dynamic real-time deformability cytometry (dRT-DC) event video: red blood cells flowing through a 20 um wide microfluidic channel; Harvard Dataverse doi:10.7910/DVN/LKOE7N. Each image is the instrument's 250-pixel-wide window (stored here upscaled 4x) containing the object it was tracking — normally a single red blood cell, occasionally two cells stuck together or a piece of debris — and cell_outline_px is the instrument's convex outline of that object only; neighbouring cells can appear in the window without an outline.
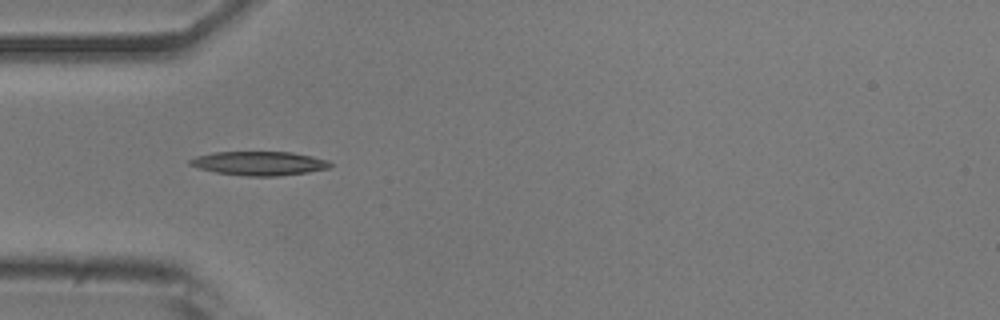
{"species": "common noctule bat (a hibernating species)", "species_latin": "Nyctalus noctula", "temperature_condition": "room temperature", "stored_images_in_passage": 30, "camera_frame_rate_fps": 3000, "um_per_image_px": 0.085, "animal": {"sex": "male", "body_mass_g": 20.5, "forearm_length_mm": 52.5}, "frame": {"image": 1, "passage_image": 1, "time_ms": 0.0, "image_size_px": [1000, 320], "cell_outline_px": [[332, 164], [328, 168], [308, 172], [276, 176], [248, 176], [216, 172], [200, 168], [188, 164], [188, 160], [196, 156], [212, 152], [292, 152], [312, 156], [328, 160]], "centroid_in_image_um": [22.02, 13.87], "position_along_channel_um": 63.0, "area_um2": 19.48}}
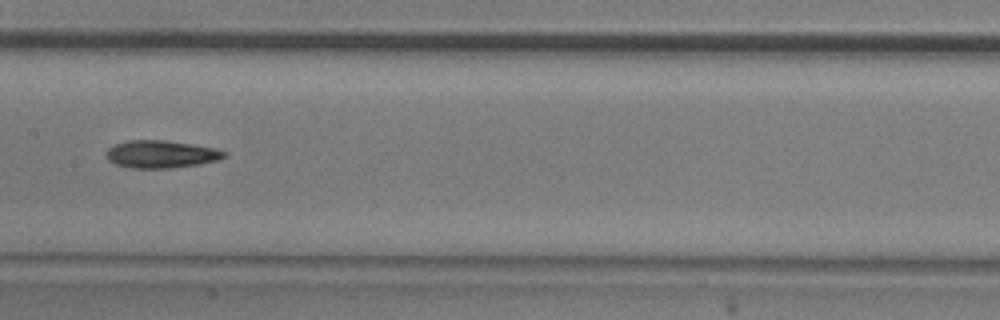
{"frame": {"image": 2, "passage_image": 11, "time_ms": 3.333, "image_size_px": [1000, 320], "cell_outline_px": [[228, 152], [224, 156], [216, 160], [200, 164], [168, 168], [132, 168], [116, 164], [108, 160], [104, 156], [108, 148], [116, 144], [128, 140], [168, 140], [192, 144], [212, 148]], "centroid_in_image_um": [13.64, 13.1], "position_along_channel_um": 193.8, "area_um2": 18.84}}
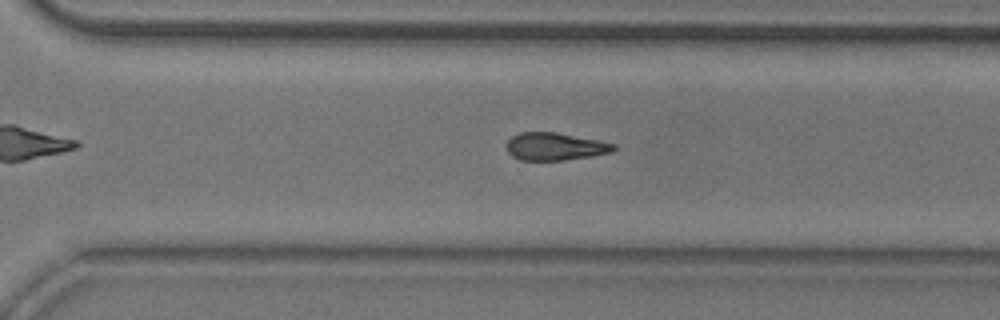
{"frame": {"image": 3, "passage_image": 21, "time_ms": 6.667, "image_size_px": [1000, 320], "cell_outline_px": [[616, 148], [612, 152], [592, 156], [564, 160], [520, 160], [512, 156], [508, 152], [508, 140], [512, 136], [520, 132], [556, 132], [616, 144]], "centroid_in_image_um": [47.18, 12.45], "position_along_channel_um": 323.4, "area_um2": 17.11}, "authors_computed_cell_mechanics": {"area_um2": 18.3804, "velocity_mm_per_s": 3.9138, "shape_relaxation_time_tau1_ms": 7.135, "shape_relaxation_time_tau2_ms": null, "deformation_change_tau1": 0.184, "deformation_change_tau2": null}}